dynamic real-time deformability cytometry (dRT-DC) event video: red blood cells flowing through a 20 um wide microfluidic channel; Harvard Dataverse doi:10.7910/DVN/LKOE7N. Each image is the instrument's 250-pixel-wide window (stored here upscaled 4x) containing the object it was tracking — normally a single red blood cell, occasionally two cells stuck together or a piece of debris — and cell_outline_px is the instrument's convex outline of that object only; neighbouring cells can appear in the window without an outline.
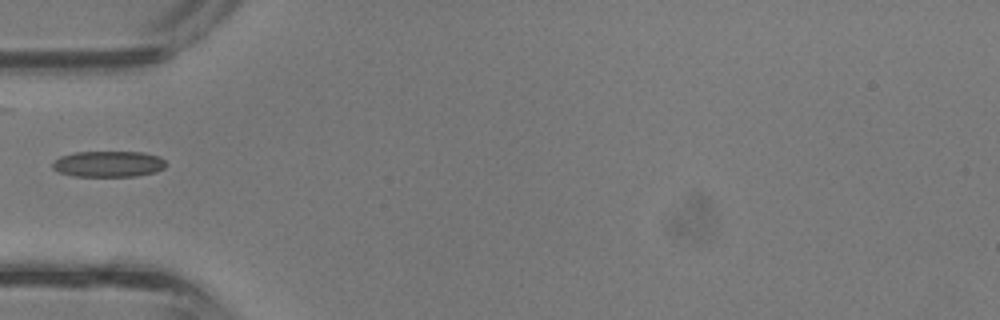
{"species": "common noctule bat (a hibernating species)", "species_latin": "Nyctalus noctula", "temperature_condition": "room temperature", "stored_images_in_passage": 26, "camera_frame_rate_fps": 3000, "um_per_image_px": 0.085, "animal": {"sex": "male", "body_mass_g": 13.3}, "frame": {"image": 1, "passage_image": 1, "time_ms": 0.0, "image_size_px": [1000, 320], "cell_outline_px": [[164, 168], [156, 172], [136, 176], [72, 176], [60, 172], [52, 168], [52, 164], [60, 156], [76, 152], [144, 152], [160, 156], [164, 160]], "centroid_in_image_um": [9.23, 13.93], "position_along_channel_um": 75.8, "area_um2": 17.17}}
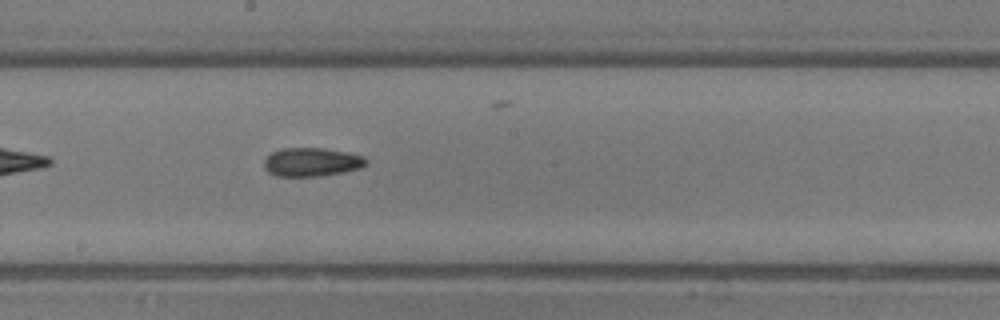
{"frame": {"image": 2, "passage_image": 9, "time_ms": 2.667, "image_size_px": [1000, 320], "cell_outline_px": [[368, 164], [360, 168], [344, 172], [320, 176], [276, 176], [268, 172], [264, 168], [264, 160], [272, 152], [280, 148], [324, 148], [348, 152], [364, 156], [368, 160]], "centroid_in_image_um": [26.51, 13.77], "position_along_channel_um": 221.7, "area_um2": 17.22}}
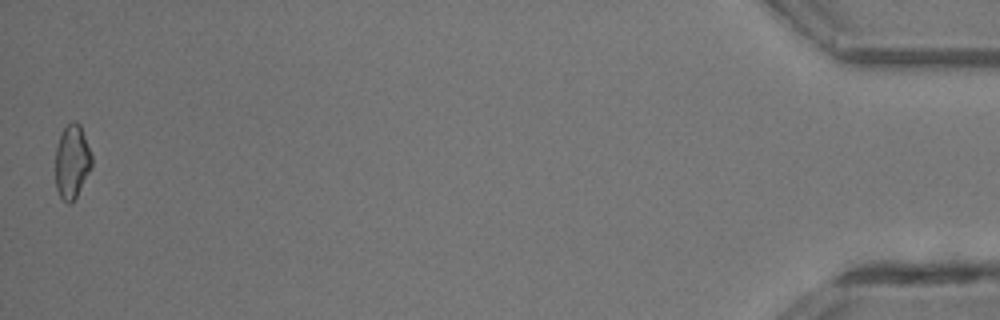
{"frame": {"image": 3, "passage_image": 26, "time_ms": 8.333, "image_size_px": [1000, 320], "cell_outline_px": [[92, 168], [76, 196], [68, 204], [60, 196], [56, 188], [56, 148], [60, 136], [64, 128], [72, 120], [76, 120], [80, 124], [92, 156]], "centroid_in_image_um": [6.13, 13.71], "position_along_channel_um": 429.1, "area_um2": 15.49}}